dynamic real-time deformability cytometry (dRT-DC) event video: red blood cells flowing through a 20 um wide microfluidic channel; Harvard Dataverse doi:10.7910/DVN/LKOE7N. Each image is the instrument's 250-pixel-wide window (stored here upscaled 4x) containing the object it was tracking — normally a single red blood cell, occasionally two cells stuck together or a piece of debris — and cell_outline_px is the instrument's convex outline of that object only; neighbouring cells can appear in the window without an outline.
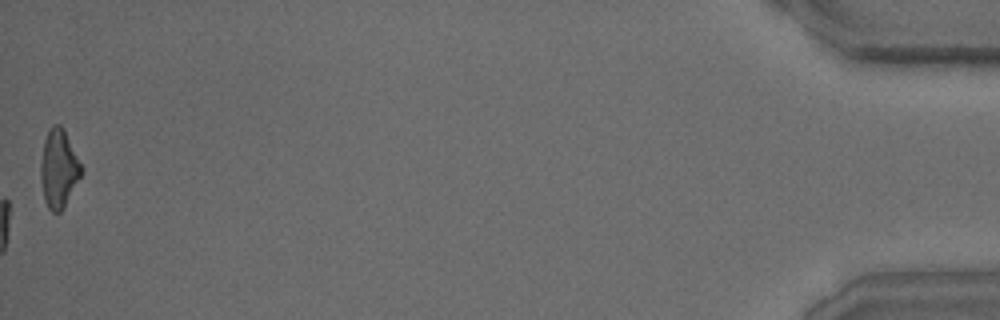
{"species": "common noctule bat (a hibernating species)", "species_latin": "Nyctalus noctula", "temperature_condition": "warm", "stored_images_in_passage": 37, "camera_frame_rate_fps": 3000, "um_per_image_px": 0.085, "animal": {"sex": "male", "body_mass_g": 15.6}, "frame": {"image": 1, "passage_image": 37, "time_ms": 12.0, "image_size_px": [1000, 320], "cell_outline_px": [[80, 176], [64, 208], [60, 212], [52, 212], [48, 208], [44, 200], [40, 180], [40, 164], [44, 140], [52, 124], [60, 124], [64, 128], [80, 164]], "centroid_in_image_um": [4.95, 14.34], "position_along_channel_um": 430.3, "area_um2": 18.26}}